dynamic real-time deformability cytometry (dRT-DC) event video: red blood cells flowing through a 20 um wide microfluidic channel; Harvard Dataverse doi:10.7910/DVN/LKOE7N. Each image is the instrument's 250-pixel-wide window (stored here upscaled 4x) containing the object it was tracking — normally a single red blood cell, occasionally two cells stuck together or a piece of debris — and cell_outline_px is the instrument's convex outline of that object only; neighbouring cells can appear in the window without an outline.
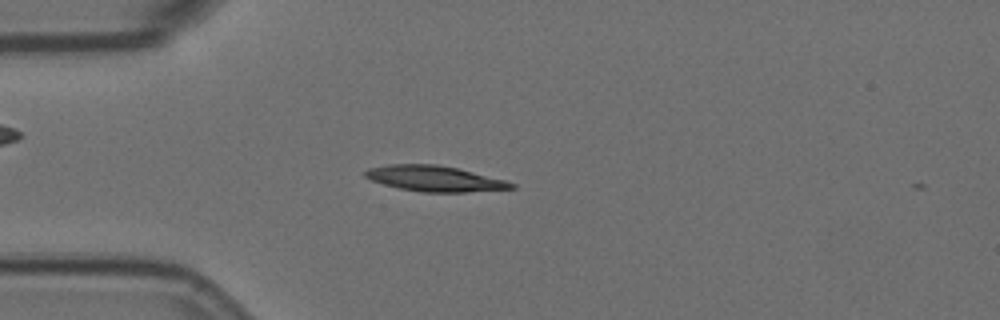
{"species": "Egyptian fruit bat (a non-hibernating species)", "species_latin": "Rousettus aegyptiacus", "temperature_condition": "room temperature", "stored_images_in_passage": 3, "camera_frame_rate_fps": 3000, "um_per_image_px": 0.085, "animal": {"sex": "female"}, "frame": {"image": 1, "passage_image": 2, "time_ms": 0.333, "image_size_px": [1000, 320], "cell_outline_px": [[516, 188], [464, 192], [420, 192], [400, 188], [384, 184], [372, 180], [364, 176], [364, 172], [368, 168], [388, 164], [436, 164], [456, 168], [504, 180], [516, 184]], "centroid_in_image_um": [36.91, 15.18], "position_along_channel_um": 48.1, "area_um2": 21.56}}